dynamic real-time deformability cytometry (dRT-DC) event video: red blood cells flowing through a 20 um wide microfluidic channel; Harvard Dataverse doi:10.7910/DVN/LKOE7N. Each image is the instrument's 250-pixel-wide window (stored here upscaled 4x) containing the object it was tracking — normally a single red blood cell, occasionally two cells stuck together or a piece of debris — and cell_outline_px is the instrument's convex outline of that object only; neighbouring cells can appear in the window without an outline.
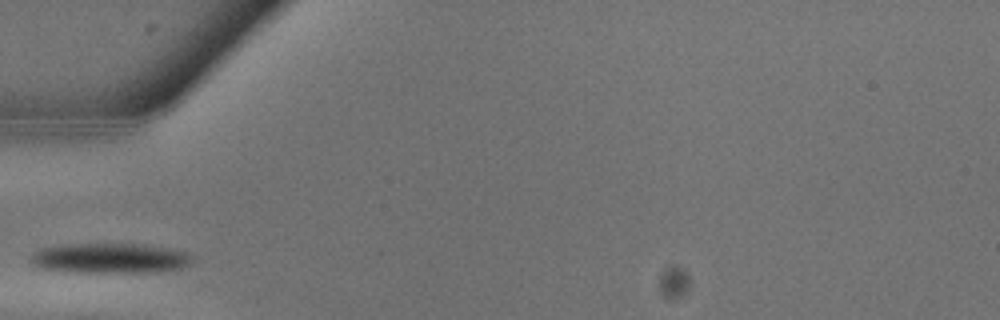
{"species": "common noctule bat (a hibernating species)", "species_latin": "Nyctalus noctula", "temperature_condition": "warm", "stored_images_in_passage": 6, "camera_frame_rate_fps": 3000, "um_per_image_px": 0.085, "animal": {"sex": "male", "body_mass_g": 13.3}, "frame": {"image": 1, "passage_image": 2, "time_ms": 0.333, "image_size_px": [1000, 320], "cell_outline_px": [[192, 260], [188, 264], [180, 268], [152, 272], [72, 272], [36, 268], [28, 260], [36, 252], [44, 248], [68, 244], [144, 244], [184, 252]], "centroid_in_image_um": [9.26, 21.96], "position_along_channel_um": 75.7, "area_um2": 27.92}}
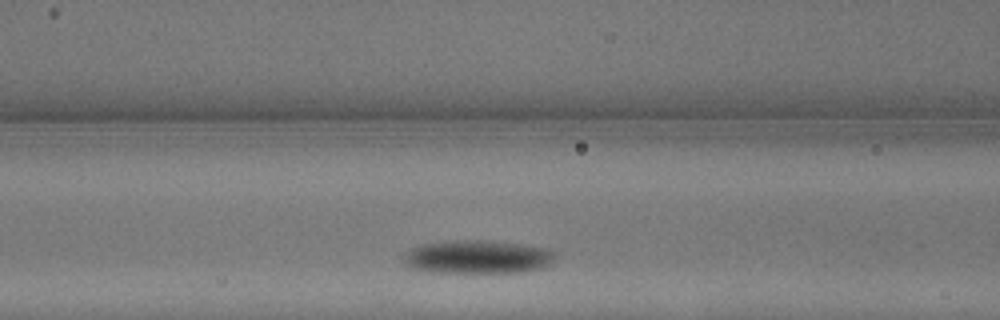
{"frame": {"image": 2, "passage_image": 4, "time_ms": 1.0, "image_size_px": [1000, 320], "cell_outline_px": [[556, 252], [552, 264], [544, 268], [524, 272], [432, 272], [412, 268], [404, 264], [404, 256], [412, 248], [424, 244], [456, 240], [476, 240], [520, 244], [552, 248]], "centroid_in_image_um": [40.68, 21.85], "position_along_channel_um": 125.9, "area_um2": 29.48}}
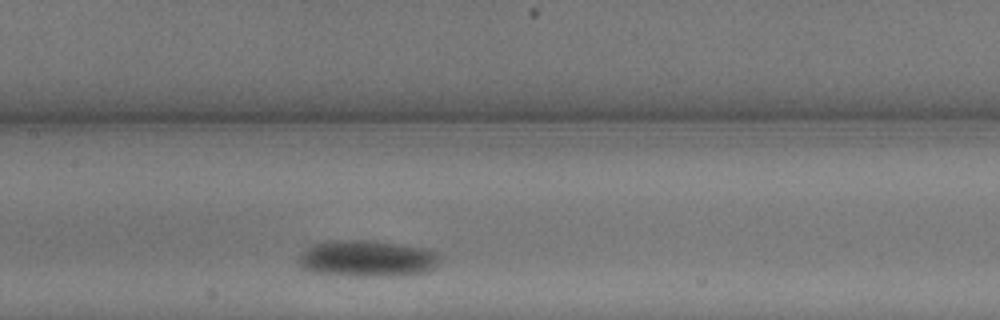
{"frame": {"image": 3, "passage_image": 6, "time_ms": 1.667, "image_size_px": [1000, 320], "cell_outline_px": [[440, 256], [436, 264], [432, 268], [424, 272], [396, 276], [352, 276], [312, 272], [300, 268], [296, 264], [296, 260], [300, 252], [308, 244], [324, 240], [364, 240], [400, 244], [424, 248], [436, 252]], "centroid_in_image_um": [31.06, 21.97], "position_along_channel_um": 176.3, "area_um2": 30.58}}